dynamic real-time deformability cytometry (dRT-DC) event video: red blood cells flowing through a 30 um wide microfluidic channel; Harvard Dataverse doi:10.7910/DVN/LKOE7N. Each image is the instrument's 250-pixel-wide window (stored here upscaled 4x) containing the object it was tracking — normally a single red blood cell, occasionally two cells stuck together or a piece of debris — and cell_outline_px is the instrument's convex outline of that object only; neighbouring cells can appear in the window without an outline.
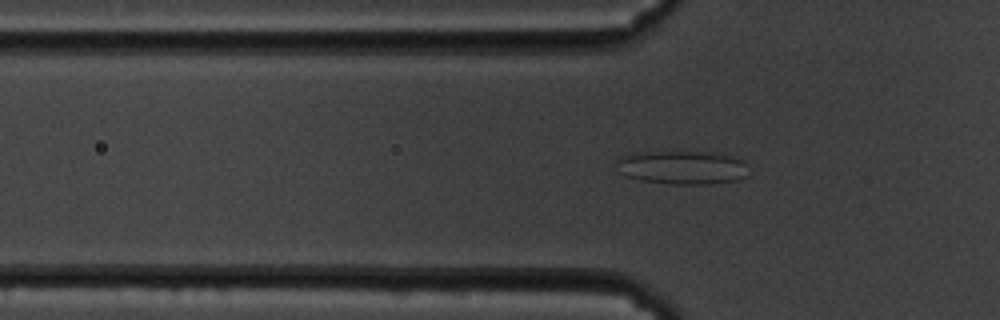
{"species": "common noctule bat (a hibernating species)", "species_latin": "Nyctalus noctula", "temperature_condition": "cold", "stored_images_in_passage": 57, "camera_frame_rate_fps": 3000, "um_per_image_px": 0.085, "animal": {"sex": "male", "body_mass_g": 19.5, "forearm_length_mm": 54.6}, "frame": {"image": 1, "passage_image": 18, "time_ms": 5.667, "image_size_px": [1000, 320], "cell_outline_px": [[748, 176], [736, 180], [708, 184], [668, 184], [640, 180], [628, 176], [620, 172], [616, 160], [628, 152], [676, 148], [728, 152], [744, 160]], "centroid_in_image_um": [58.02, 14.14], "position_along_channel_um": 67.8, "area_um2": 27.74}}
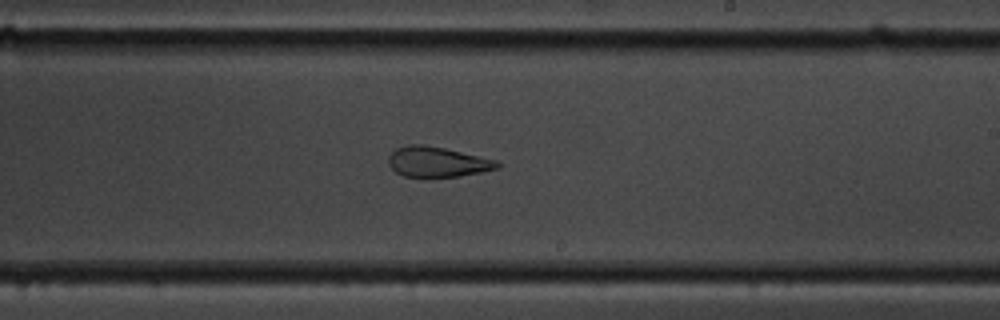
{"frame": {"image": 2, "passage_image": 34, "time_ms": 11.0, "image_size_px": [1000, 320], "cell_outline_px": [[500, 168], [460, 176], [404, 176], [396, 172], [388, 164], [388, 156], [396, 148], [408, 144], [424, 144], [444, 148], [500, 160]], "centroid_in_image_um": [37.2, 13.74], "position_along_channel_um": 251.8, "area_um2": 19.19}}
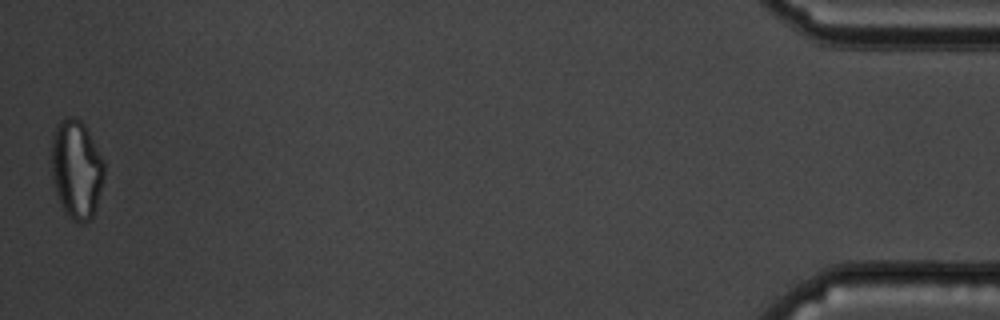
{"frame": {"image": 3, "passage_image": 57, "time_ms": 18.667, "image_size_px": [1000, 320], "cell_outline_px": [[104, 176], [96, 204], [92, 216], [88, 220], [80, 224], [72, 220], [64, 212], [56, 192], [52, 176], [52, 136], [56, 124], [60, 120], [68, 116], [72, 116], [80, 120], [84, 124], [104, 160]], "centroid_in_image_um": [6.49, 14.36], "position_along_channel_um": 428.7, "area_um2": 30.17}, "authors_computed_cell_mechanics": {"area_um2": 27.3972, "velocity_mm_per_s": 3.4532, "shape_relaxation_time_tau1_ms": null, "shape_relaxation_time_tau2_ms": 2.762, "deformation_change_tau1": null, "deformation_change_tau2": 0.1002}}